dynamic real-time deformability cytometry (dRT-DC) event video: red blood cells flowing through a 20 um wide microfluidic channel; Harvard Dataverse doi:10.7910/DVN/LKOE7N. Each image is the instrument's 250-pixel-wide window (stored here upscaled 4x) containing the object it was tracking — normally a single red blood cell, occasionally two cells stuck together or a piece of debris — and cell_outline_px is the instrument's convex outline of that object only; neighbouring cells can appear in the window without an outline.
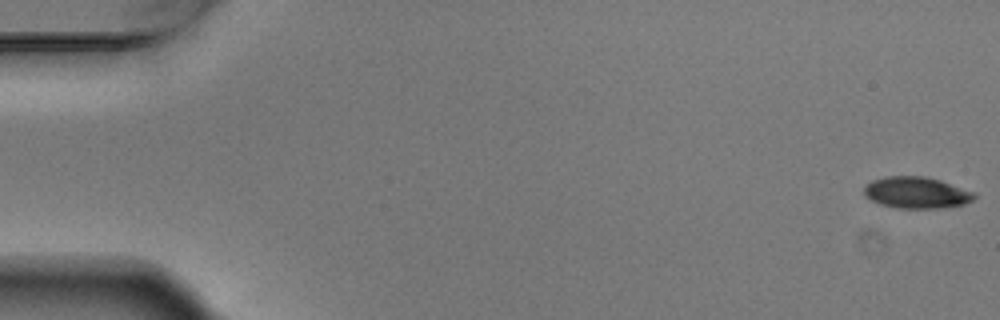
{"species": "Egyptian fruit bat (a non-hibernating species)", "species_latin": "Rousettus aegyptiacus", "temperature_condition": "warm", "stored_images_in_passage": 5, "camera_frame_rate_fps": 3000, "um_per_image_px": 0.085, "animal": {"sex": "male"}, "frame": {"image": 1, "passage_image": 1, "time_ms": 0.0, "image_size_px": [1000, 320], "cell_outline_px": [[976, 196], [972, 200], [964, 204], [944, 208], [896, 208], [880, 204], [864, 196], [864, 188], [872, 180], [884, 176], [924, 176], [940, 180], [976, 192]], "centroid_in_image_um": [77.91, 16.37], "position_along_channel_um": 7.1, "area_um2": 20.35}}
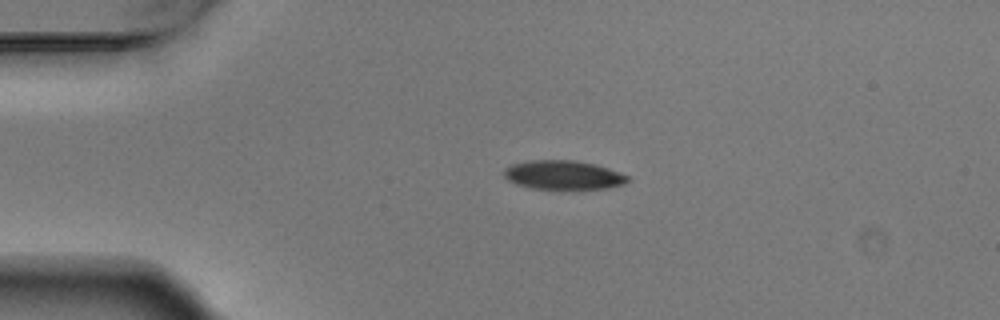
{"frame": {"image": 2, "passage_image": 4, "time_ms": 1.0, "image_size_px": [1000, 320], "cell_outline_px": [[632, 180], [624, 184], [608, 188], [532, 188], [516, 184], [508, 180], [504, 176], [504, 168], [512, 164], [528, 160], [576, 160], [596, 164], [608, 168], [628, 176]], "centroid_in_image_um": [47.88, 14.86], "position_along_channel_um": 37.1, "area_um2": 20.81}}